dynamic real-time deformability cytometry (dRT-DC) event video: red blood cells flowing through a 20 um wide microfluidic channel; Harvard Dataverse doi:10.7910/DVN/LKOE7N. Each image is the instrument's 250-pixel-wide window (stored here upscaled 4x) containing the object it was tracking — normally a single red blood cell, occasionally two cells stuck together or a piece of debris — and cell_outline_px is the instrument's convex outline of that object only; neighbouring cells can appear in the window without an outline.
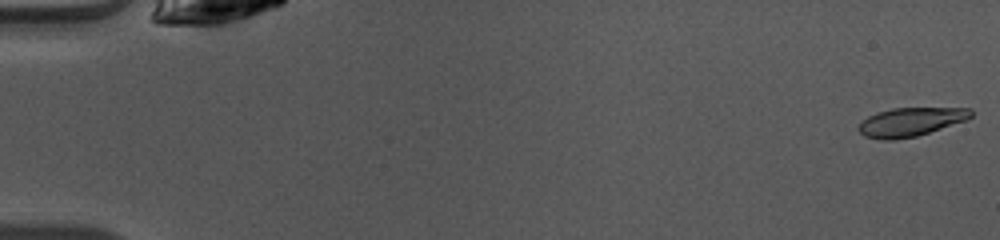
{"species": "common noctule bat (a hibernating species)", "species_latin": "Nyctalus noctula", "temperature_condition": "warm", "stored_images_in_passage": 49, "camera_frame_rate_fps": 3000, "um_per_image_px": 0.085, "animal": {"sex": "female", "body_mass_g": 10.0, "forearm_length_mm": 53.1}, "frame": {"image": 1, "passage_image": 1, "time_ms": 0.0, "image_size_px": [1000, 240], "cell_outline_px": [[972, 116], [968, 120], [916, 136], [892, 140], [884, 140], [864, 136], [856, 128], [868, 116], [876, 112], [892, 108], [972, 108]], "centroid_in_image_um": [77.41, 10.36], "position_along_channel_um": 7.6, "area_um2": 18.79}}
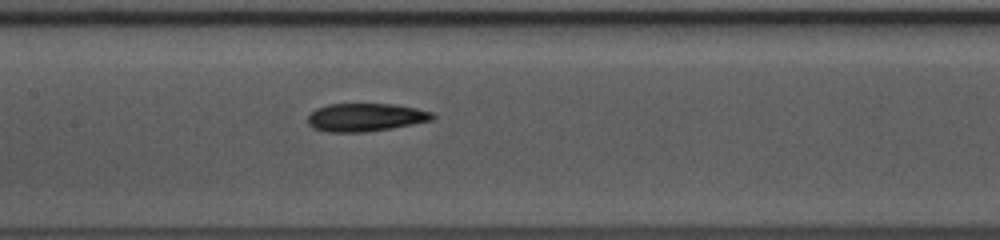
{"frame": {"image": 2, "passage_image": 24, "time_ms": 7.667, "image_size_px": [1000, 240], "cell_outline_px": [[436, 116], [432, 120], [412, 124], [364, 132], [328, 132], [312, 128], [308, 124], [308, 116], [316, 108], [328, 104], [392, 104], [416, 108], [432, 112]], "centroid_in_image_um": [31.04, 9.97], "position_along_channel_um": 176.4, "area_um2": 20.29}}
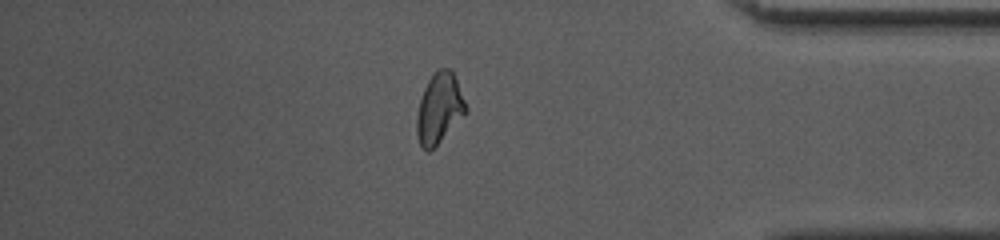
{"frame": {"image": 3, "passage_image": 42, "time_ms": 13.667, "image_size_px": [1000, 240], "cell_outline_px": [[468, 112], [428, 152], [420, 144], [416, 132], [416, 116], [420, 100], [424, 88], [432, 72], [436, 68], [452, 68], [468, 108]], "centroid_in_image_um": [37.35, 9.14], "position_along_channel_um": 397.9, "area_um2": 20.17}, "authors_computed_cell_mechanics": {"area_um2": 19.7676, "velocity_mm_per_s": 4.0953, "shape_relaxation_time_tau1_ms": null, "shape_relaxation_time_tau2_ms": 2.2852, "deformation_change_tau1": null, "deformation_change_tau2": 0.1051}}